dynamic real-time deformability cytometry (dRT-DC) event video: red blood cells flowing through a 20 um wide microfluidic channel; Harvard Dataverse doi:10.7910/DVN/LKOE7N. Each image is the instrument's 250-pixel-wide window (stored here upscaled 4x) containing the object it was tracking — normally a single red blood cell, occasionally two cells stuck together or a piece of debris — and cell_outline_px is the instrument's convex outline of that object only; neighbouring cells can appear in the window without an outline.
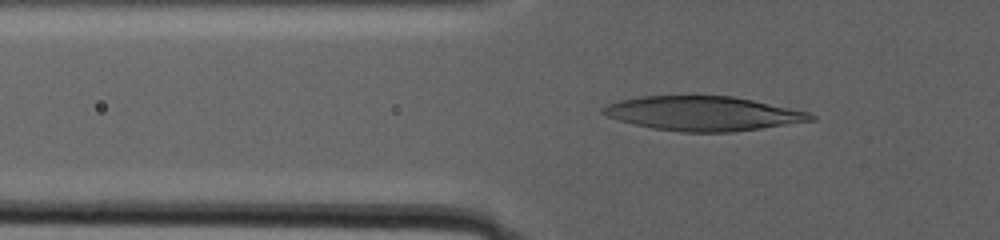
{"species": "human", "species_latin": "Homo sapiens", "temperature_condition": "warm", "stored_images_in_passage": 85, "camera_frame_rate_fps": 3000, "um_per_image_px": 0.085, "donor": {"sex": "male"}, "frame": {"image": 1, "passage_image": 2, "time_ms": 0.333, "image_size_px": [1000, 240], "cell_outline_px": [[816, 120], [764, 128], [732, 132], [680, 132], [652, 128], [620, 120], [608, 116], [600, 112], [600, 108], [608, 104], [620, 100], [640, 96], [692, 92], [732, 96], [752, 100], [808, 112], [816, 116]], "centroid_in_image_um": [59.73, 9.6], "position_along_channel_um": 66.1, "area_um2": 42.77}}
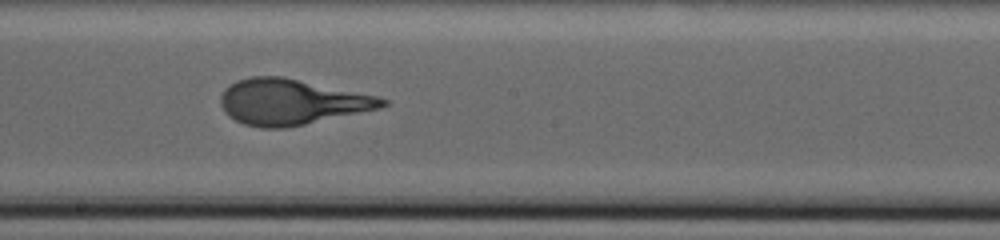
{"frame": {"image": 2, "passage_image": 35, "time_ms": 8.333, "image_size_px": [1000, 240], "cell_outline_px": [[388, 104], [380, 108], [304, 124], [284, 128], [260, 128], [244, 124], [228, 116], [224, 112], [220, 104], [220, 96], [224, 88], [236, 80], [252, 76], [280, 76], [380, 96], [388, 100]], "centroid_in_image_um": [24.74, 8.66], "position_along_channel_um": 223.5, "area_um2": 42.95}}
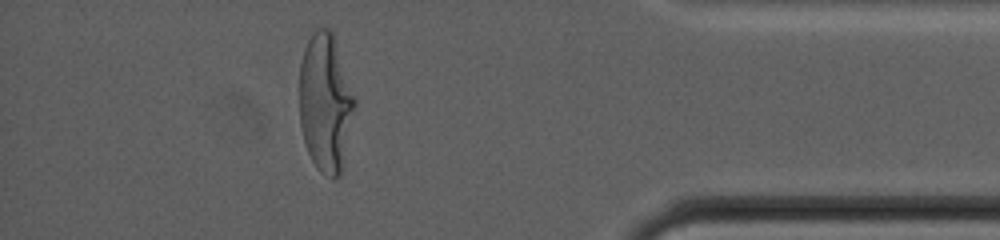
{"frame": {"image": 3, "passage_image": 75, "time_ms": 18.333, "image_size_px": [1000, 240], "cell_outline_px": [[356, 108], [340, 176], [332, 180], [320, 172], [316, 168], [308, 152], [304, 140], [300, 124], [300, 64], [304, 48], [312, 32], [320, 28], [328, 28], [332, 32], [356, 100]], "centroid_in_image_um": [27.67, 8.77], "position_along_channel_um": 407.5, "area_um2": 44.56}}